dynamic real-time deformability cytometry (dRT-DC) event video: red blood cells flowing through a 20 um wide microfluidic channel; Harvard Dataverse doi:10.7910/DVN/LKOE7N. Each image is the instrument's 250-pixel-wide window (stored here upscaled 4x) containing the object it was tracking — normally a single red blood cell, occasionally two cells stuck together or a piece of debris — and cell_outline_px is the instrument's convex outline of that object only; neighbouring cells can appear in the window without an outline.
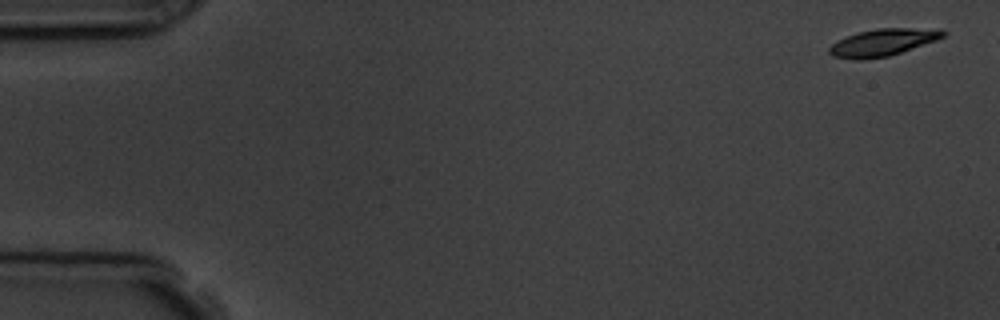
{"species": "common noctule bat (a hibernating species)", "species_latin": "Nyctalus noctula", "temperature_condition": "room temperature", "stored_images_in_passage": 6, "camera_frame_rate_fps": 3000, "um_per_image_px": 0.085, "animal": {"sex": "male", "body_mass_g": 19.5, "forearm_length_mm": 54.6}, "frame": {"image": 1, "passage_image": 1, "time_ms": 0.0, "image_size_px": [1000, 320], "cell_outline_px": [[948, 32], [944, 36], [936, 40], [888, 56], [860, 60], [856, 60], [832, 56], [828, 52], [828, 48], [832, 44], [848, 36], [860, 32], [876, 28], [908, 28]], "centroid_in_image_um": [74.96, 3.62], "position_along_channel_um": 10.0, "area_um2": 17.4}}